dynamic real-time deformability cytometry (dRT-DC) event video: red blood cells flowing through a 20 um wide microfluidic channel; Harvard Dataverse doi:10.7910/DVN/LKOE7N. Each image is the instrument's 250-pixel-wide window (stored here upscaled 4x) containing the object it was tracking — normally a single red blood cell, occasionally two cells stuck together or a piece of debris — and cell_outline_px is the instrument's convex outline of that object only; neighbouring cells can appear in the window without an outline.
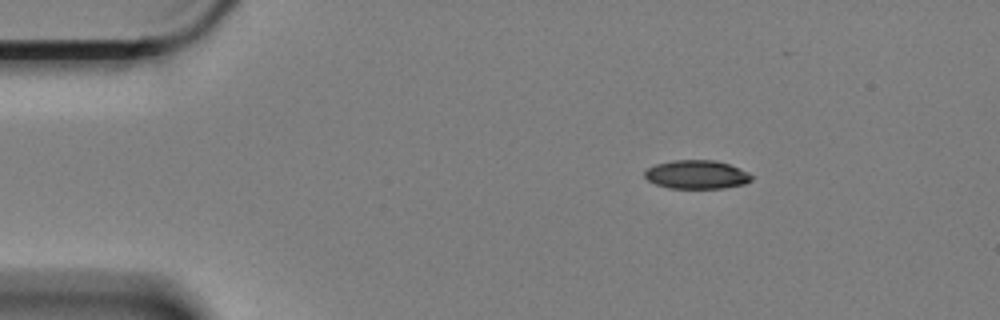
{"species": "Egyptian fruit bat (a non-hibernating species)", "species_latin": "Rousettus aegyptiacus", "temperature_condition": "cold", "stored_images_in_passage": 40, "camera_frame_rate_fps": 3000, "um_per_image_px": 0.085, "animal": {"sex": "female"}, "frame": {"image": 1, "passage_image": 1, "time_ms": 0.0, "image_size_px": [1000, 320], "cell_outline_px": [[752, 180], [744, 184], [724, 188], [668, 188], [656, 184], [648, 180], [644, 176], [644, 172], [648, 168], [656, 164], [672, 160], [716, 160], [728, 164], [748, 172], [752, 176]], "centroid_in_image_um": [59.21, 14.84], "position_along_channel_um": 25.8, "area_um2": 17.8}}
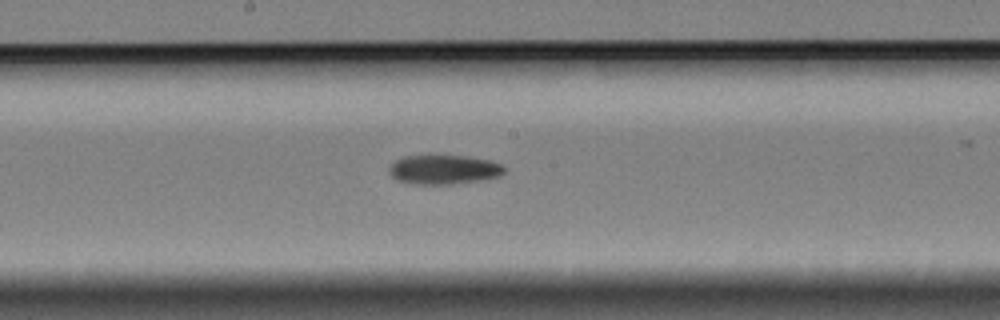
{"frame": {"image": 2, "passage_image": 23, "time_ms": 7.333, "image_size_px": [1000, 320], "cell_outline_px": [[504, 172], [500, 176], [480, 180], [452, 184], [412, 184], [396, 180], [388, 172], [388, 168], [396, 160], [404, 156], [468, 156], [492, 160], [500, 164], [504, 168]], "centroid_in_image_um": [37.71, 14.42], "position_along_channel_um": 210.5, "area_um2": 19.65}}
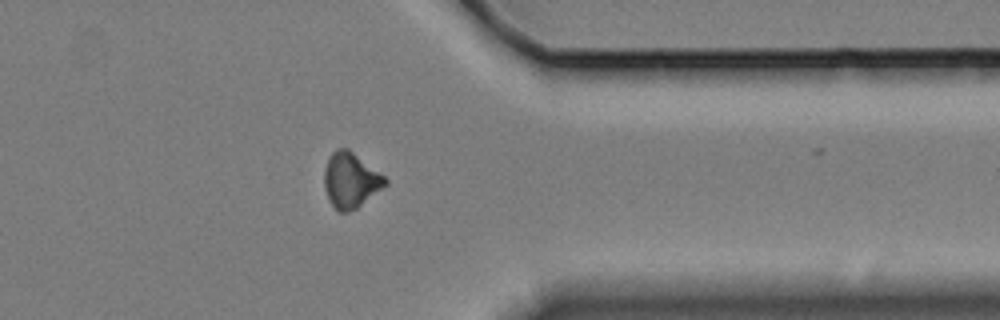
{"frame": {"image": 3, "passage_image": 39, "time_ms": 12.667, "image_size_px": [1000, 320], "cell_outline_px": [[388, 184], [356, 208], [348, 212], [340, 212], [328, 200], [324, 188], [324, 168], [328, 156], [336, 148], [348, 148], [384, 176], [388, 180]], "centroid_in_image_um": [29.78, 15.3], "position_along_channel_um": 381.6, "area_um2": 19.59}}